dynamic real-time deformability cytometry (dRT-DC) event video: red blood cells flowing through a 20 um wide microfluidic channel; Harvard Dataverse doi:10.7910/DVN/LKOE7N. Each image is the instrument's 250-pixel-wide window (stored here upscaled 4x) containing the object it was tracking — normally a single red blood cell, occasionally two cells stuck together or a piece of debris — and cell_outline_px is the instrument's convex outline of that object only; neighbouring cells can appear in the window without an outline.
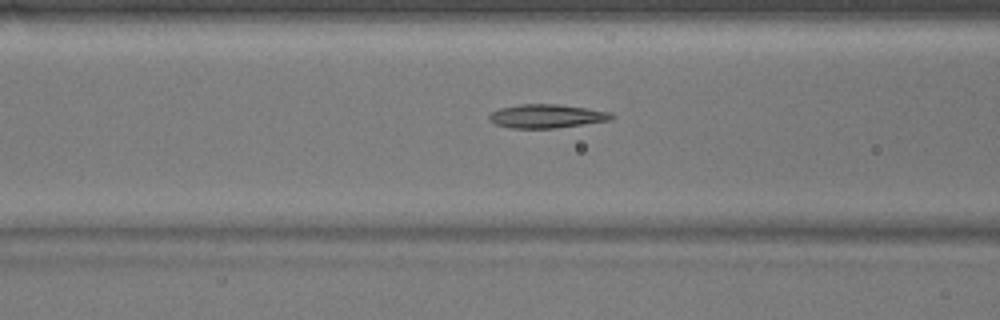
{"species": "common noctule bat (a hibernating species)", "species_latin": "Nyctalus noctula", "temperature_condition": "warm", "stored_images_in_passage": 37, "camera_frame_rate_fps": 3000, "um_per_image_px": 0.085, "animal": {"sex": "male", "body_mass_g": 17.9}, "frame": {"image": 1, "passage_image": 6, "time_ms": 1.667, "image_size_px": [1000, 320], "cell_outline_px": [[616, 116], [612, 120], [556, 128], [508, 128], [496, 124], [488, 120], [488, 116], [492, 112], [500, 108], [520, 104], [556, 104], [588, 108], [612, 112]], "centroid_in_image_um": [46.5, 9.87], "position_along_channel_um": 120.1, "area_um2": 17.05}}
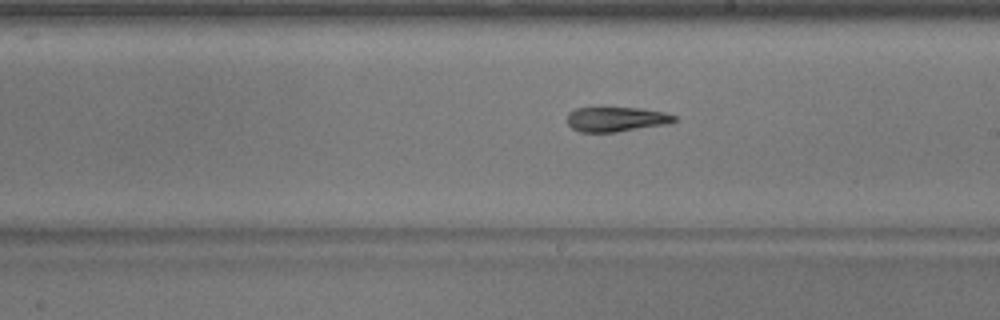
{"frame": {"image": 2, "passage_image": 15, "time_ms": 4.667, "image_size_px": [1000, 320], "cell_outline_px": [[676, 120], [668, 124], [616, 132], [580, 132], [572, 128], [568, 124], [568, 112], [576, 108], [600, 104], [640, 108], [664, 112], [676, 116]], "centroid_in_image_um": [52.33, 10.08], "position_along_channel_um": 236.7, "area_um2": 16.3}}
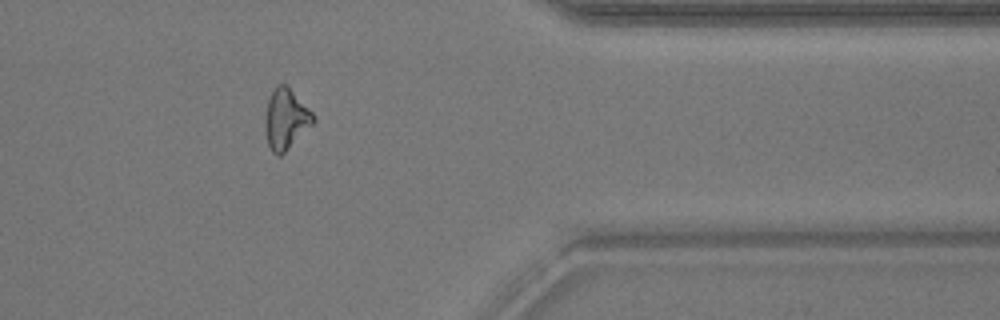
{"frame": {"image": 3, "passage_image": 28, "time_ms": 9.0, "image_size_px": [1000, 320], "cell_outline_px": [[316, 120], [280, 156], [276, 156], [272, 152], [268, 144], [264, 128], [264, 124], [268, 100], [276, 84], [288, 84], [316, 116]], "centroid_in_image_um": [24.29, 10.08], "position_along_channel_um": 387.1, "area_um2": 16.99}, "authors_computed_cell_mechanics": {"area_um2": 16.5886, "velocity_mm_per_s": 3.8836, "shape_relaxation_time_tau1_ms": 8.8111, "shape_relaxation_time_tau2_ms": null, "deformation_change_tau1": 0.182, "deformation_change_tau2": null}}